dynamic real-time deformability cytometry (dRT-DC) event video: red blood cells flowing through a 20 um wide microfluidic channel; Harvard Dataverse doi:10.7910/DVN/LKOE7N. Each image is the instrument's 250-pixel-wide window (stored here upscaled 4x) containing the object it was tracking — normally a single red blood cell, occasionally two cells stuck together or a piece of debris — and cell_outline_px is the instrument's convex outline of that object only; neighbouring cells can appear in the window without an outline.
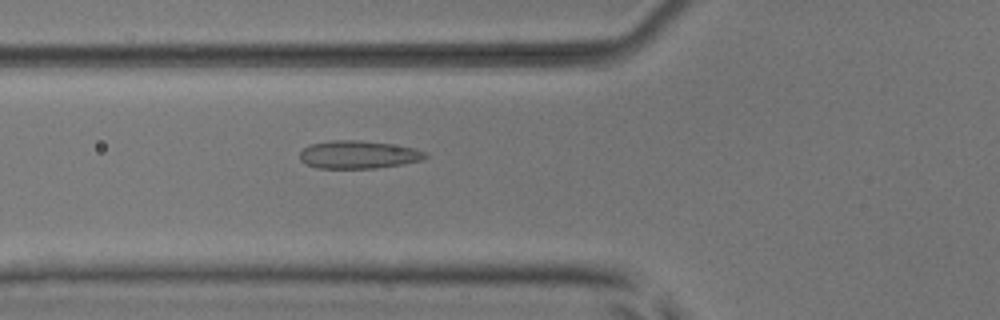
{"species": "common noctule bat (a hibernating species)", "species_latin": "Nyctalus noctula", "temperature_condition": "room temperature", "stored_images_in_passage": 53, "camera_frame_rate_fps": 3000, "um_per_image_px": 0.085, "animal": {"sex": "male", "body_mass_g": 17.9, "forearm_length_mm": 54.2}, "frame": {"image": 1, "passage_image": 20, "time_ms": 6.333, "image_size_px": [1000, 320], "cell_outline_px": [[428, 156], [424, 160], [404, 164], [376, 168], [316, 168], [300, 160], [300, 152], [304, 148], [312, 144], [332, 140], [360, 140], [416, 148], [424, 152]], "centroid_in_image_um": [30.49, 13.15], "position_along_channel_um": 95.3, "area_um2": 20.35}}
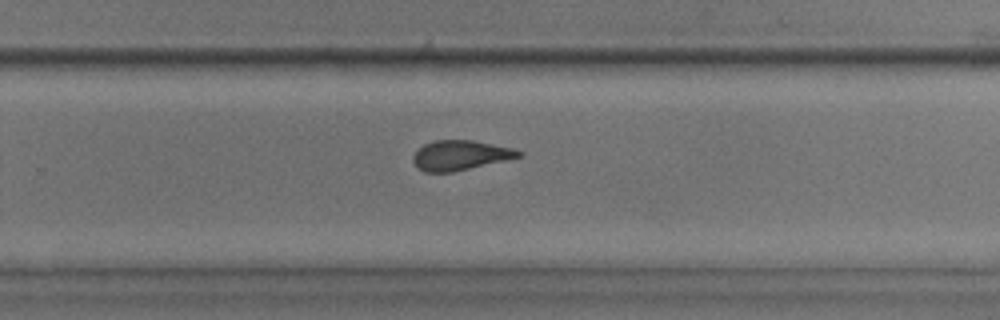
{"frame": {"image": 2, "passage_image": 35, "time_ms": 11.333, "image_size_px": [1000, 320], "cell_outline_px": [[524, 156], [452, 172], [424, 172], [412, 160], [412, 156], [424, 144], [436, 140], [472, 140], [512, 148], [524, 152]], "centroid_in_image_um": [39.15, 13.19], "position_along_channel_um": 290.6, "area_um2": 18.15}}
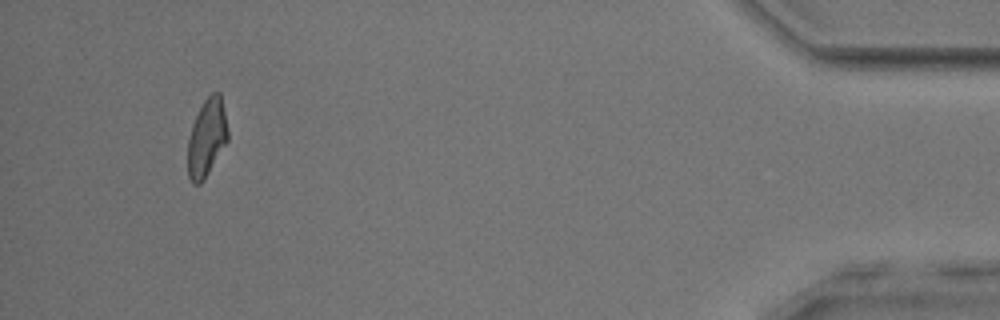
{"frame": {"image": 3, "passage_image": 50, "time_ms": 16.333, "image_size_px": [1000, 320], "cell_outline_px": [[228, 140], [204, 180], [200, 184], [192, 184], [188, 176], [188, 140], [192, 124], [204, 100], [212, 92], [220, 92], [228, 128]], "centroid_in_image_um": [17.58, 11.72], "position_along_channel_um": 417.6, "area_um2": 18.09}, "authors_computed_cell_mechanics": {"area_um2": 19.363, "velocity_mm_per_s": 3.9186, "shape_relaxation_time_tau1_ms": 10.66, "shape_relaxation_time_tau2_ms": 1.6352, "deformation_change_tau1": 0.2025, "deformation_change_tau2": 0.0703}}